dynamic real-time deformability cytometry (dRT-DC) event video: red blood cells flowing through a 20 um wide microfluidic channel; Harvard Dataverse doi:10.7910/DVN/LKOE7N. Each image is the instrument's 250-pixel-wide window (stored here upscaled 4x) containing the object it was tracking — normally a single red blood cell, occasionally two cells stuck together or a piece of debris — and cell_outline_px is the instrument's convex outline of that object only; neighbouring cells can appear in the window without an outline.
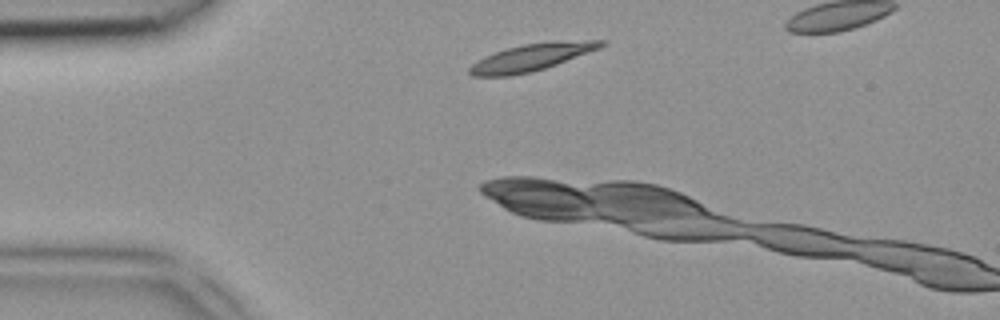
{"species": "common noctule bat (a hibernating species)", "species_latin": "Nyctalus noctula", "temperature_condition": "room temperature", "stored_images_in_passage": 2, "camera_frame_rate_fps": 3000, "um_per_image_px": 0.085, "animal": {"sex": "female", "body_mass_g": 18.4}, "frame": {"image": 1, "passage_image": 1, "time_ms": 0.0, "image_size_px": [1000, 320], "cell_outline_px": [[608, 44], [600, 48], [556, 64], [532, 72], [512, 76], [472, 76], [468, 72], [468, 68], [472, 64], [484, 56], [508, 48], [524, 44], [552, 40], [608, 40]], "centroid_in_image_um": [45.21, 4.86], "position_along_channel_um": 39.8, "area_um2": 20.92}}